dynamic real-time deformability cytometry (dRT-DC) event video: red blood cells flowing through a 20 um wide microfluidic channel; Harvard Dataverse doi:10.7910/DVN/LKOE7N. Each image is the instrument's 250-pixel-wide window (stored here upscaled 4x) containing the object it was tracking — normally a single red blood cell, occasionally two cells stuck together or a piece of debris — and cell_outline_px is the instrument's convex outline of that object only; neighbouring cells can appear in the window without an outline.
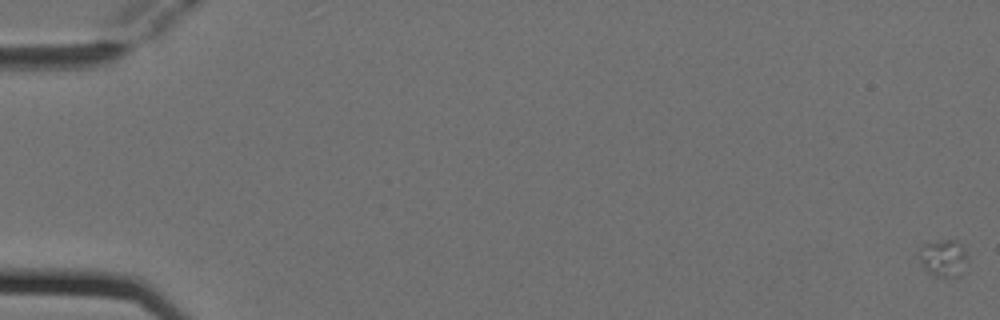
{"species": "Egyptian fruit bat (a non-hibernating species)", "species_latin": "Rousettus aegyptiacus", "temperature_condition": "cold", "stored_images_in_passage": 4, "camera_frame_rate_fps": 3000, "um_per_image_px": 0.085, "animal": {"sex": "female"}, "frame": {"image": 1, "passage_image": 1, "time_ms": 0.0, "image_size_px": [1000, 320], "cell_outline_px": [[968, 260], [964, 272], [960, 276], [932, 276], [920, 264], [920, 248], [924, 244], [940, 240], [956, 240], [964, 248], [968, 256]], "centroid_in_image_um": [80.23, 21.95], "position_along_channel_um": 4.8, "area_um2": 10.64}}